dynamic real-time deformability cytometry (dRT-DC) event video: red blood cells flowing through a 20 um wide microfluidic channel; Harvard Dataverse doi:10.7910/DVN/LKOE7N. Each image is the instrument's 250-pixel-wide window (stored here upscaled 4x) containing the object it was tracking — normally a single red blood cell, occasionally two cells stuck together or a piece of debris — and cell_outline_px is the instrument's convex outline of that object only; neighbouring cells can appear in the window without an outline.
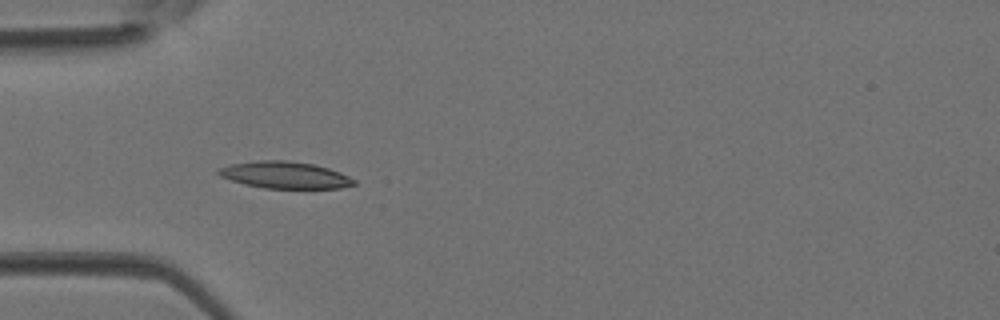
{"species": "Egyptian fruit bat (a non-hibernating species)", "species_latin": "Rousettus aegyptiacus", "temperature_condition": "room temperature", "stored_images_in_passage": 3, "camera_frame_rate_fps": 3000, "um_per_image_px": 0.085, "animal": {"sex": "female"}, "frame": {"image": 1, "passage_image": 2, "time_ms": 0.333, "image_size_px": [1000, 320], "cell_outline_px": [[356, 184], [340, 188], [264, 188], [244, 184], [220, 176], [216, 172], [216, 168], [232, 164], [260, 160], [288, 160], [312, 164], [328, 168], [340, 172], [356, 180]], "centroid_in_image_um": [24.21, 14.87], "position_along_channel_um": 60.8, "area_um2": 21.15}}
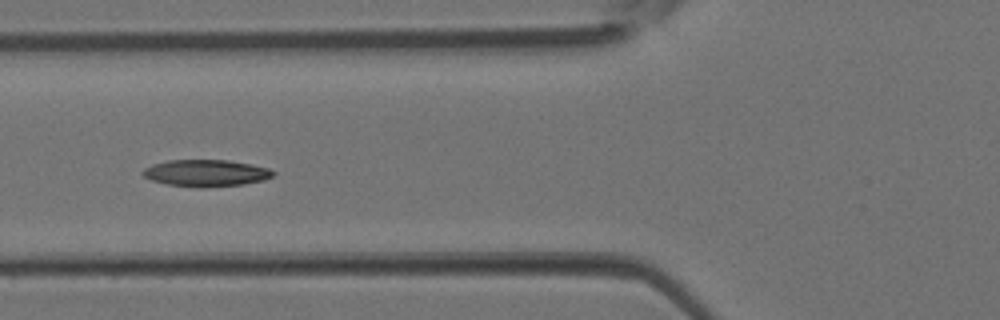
{"frame": {"image": 2, "passage_image": 3, "time_ms": 0.667, "image_size_px": [1000, 320], "cell_outline_px": [[276, 172], [272, 176], [264, 180], [244, 184], [200, 188], [168, 184], [152, 180], [144, 176], [140, 172], [144, 168], [152, 164], [168, 160], [228, 160], [252, 164], [268, 168]], "centroid_in_image_um": [17.51, 14.7], "position_along_channel_um": 108.3, "area_um2": 20.4}}